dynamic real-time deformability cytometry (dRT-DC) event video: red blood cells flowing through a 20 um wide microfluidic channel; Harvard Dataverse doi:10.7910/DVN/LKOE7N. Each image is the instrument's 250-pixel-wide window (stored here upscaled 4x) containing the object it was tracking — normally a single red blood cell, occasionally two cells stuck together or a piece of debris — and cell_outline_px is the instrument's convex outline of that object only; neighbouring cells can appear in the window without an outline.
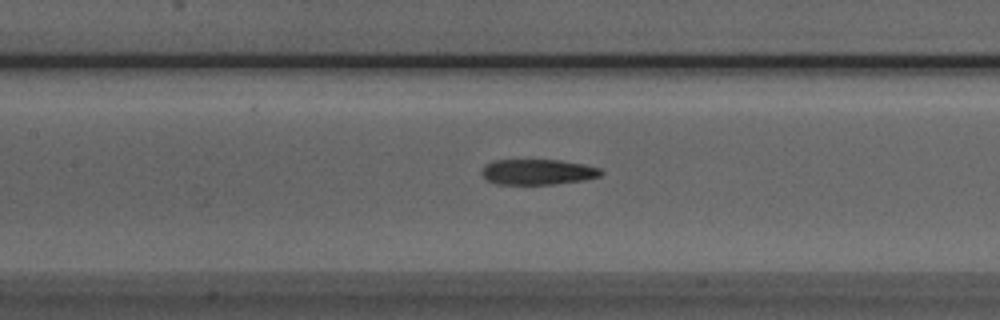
{"species": "Egyptian fruit bat (a non-hibernating species)", "species_latin": "Rousettus aegyptiacus", "temperature_condition": "room temperature", "stored_images_in_passage": 46, "camera_frame_rate_fps": 3000, "um_per_image_px": 0.085, "animal": {"sex": "male"}, "frame": {"image": 1, "passage_image": 21, "time_ms": 6.667, "image_size_px": [1000, 320], "cell_outline_px": [[604, 172], [600, 176], [584, 180], [556, 184], [496, 184], [484, 180], [480, 172], [484, 164], [496, 160], [560, 160], [584, 164], [600, 168]], "centroid_in_image_um": [45.67, 14.62], "position_along_channel_um": 161.7, "area_um2": 17.98}}
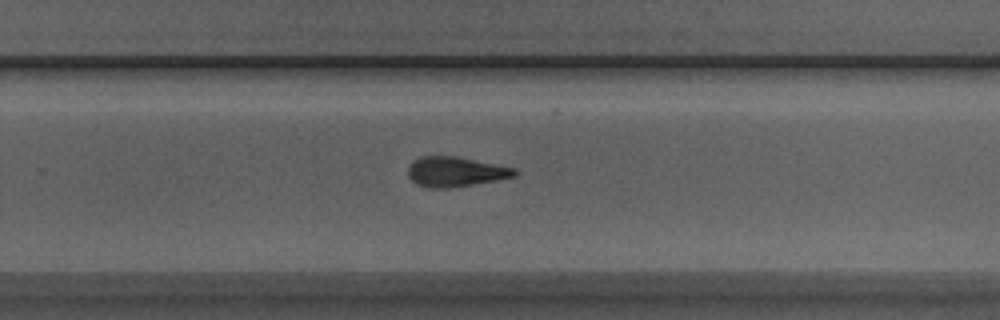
{"frame": {"image": 2, "passage_image": 31, "time_ms": 10.0, "image_size_px": [1000, 320], "cell_outline_px": [[516, 176], [496, 180], [452, 188], [428, 188], [416, 184], [408, 176], [408, 168], [420, 156], [456, 156], [516, 168]], "centroid_in_image_um": [38.71, 14.61], "position_along_channel_um": 291.1, "area_um2": 18.5}}
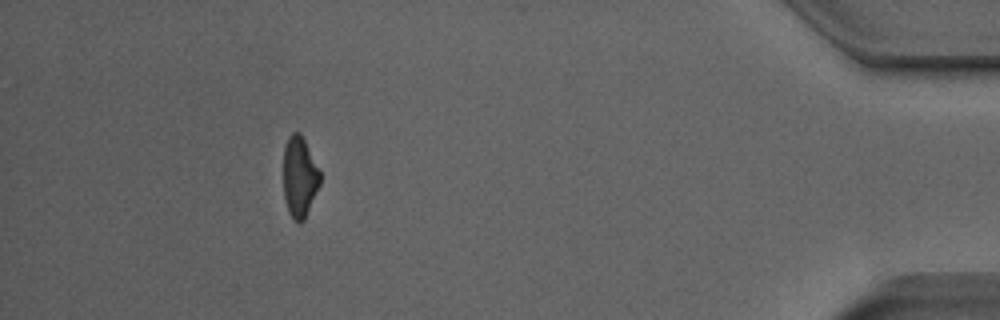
{"frame": {"image": 3, "passage_image": 45, "time_ms": 14.667, "image_size_px": [1000, 320], "cell_outline_px": [[320, 184], [304, 220], [300, 224], [292, 220], [288, 212], [284, 200], [284, 148], [288, 136], [292, 132], [300, 132], [320, 172]], "centroid_in_image_um": [25.44, 15.08], "position_along_channel_um": 409.8, "area_um2": 17.22}, "authors_computed_cell_mechanics": {"area_um2": 18.6116, "velocity_mm_per_s": 3.8929, "shape_relaxation_time_tau1_ms": null, "shape_relaxation_time_tau2_ms": 4.5128, "deformation_change_tau1": null, "deformation_change_tau2": 0.1479}}